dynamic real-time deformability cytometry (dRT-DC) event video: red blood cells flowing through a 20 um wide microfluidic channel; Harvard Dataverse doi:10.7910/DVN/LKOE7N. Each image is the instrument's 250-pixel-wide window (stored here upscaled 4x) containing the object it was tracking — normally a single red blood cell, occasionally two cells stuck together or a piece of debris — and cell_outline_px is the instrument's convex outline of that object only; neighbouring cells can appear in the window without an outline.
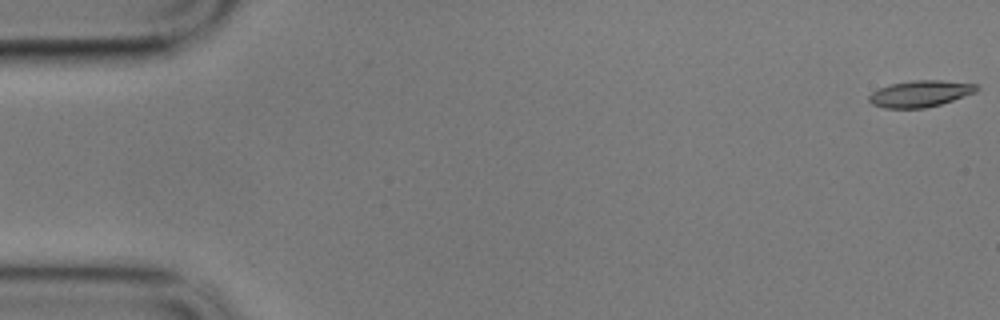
{"species": "common noctule bat (a hibernating species)", "species_latin": "Nyctalus noctula", "temperature_condition": "cold", "stored_images_in_passage": 10, "camera_frame_rate_fps": 3000, "um_per_image_px": 0.085, "animal": {"sex": "male", "body_mass_g": 17.9}, "frame": {"image": 1, "passage_image": 1, "time_ms": 0.0, "image_size_px": [1000, 320], "cell_outline_px": [[980, 88], [976, 92], [940, 104], [924, 108], [884, 108], [872, 104], [868, 100], [868, 96], [872, 92], [880, 88], [892, 84], [912, 80], [940, 80], [976, 84]], "centroid_in_image_um": [78.21, 7.96], "position_along_channel_um": 6.8, "area_um2": 16.47}}